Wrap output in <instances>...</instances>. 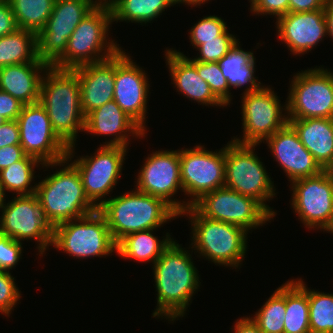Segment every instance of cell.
I'll return each instance as SVG.
<instances>
[{
  "label": "cell",
  "instance_id": "1",
  "mask_svg": "<svg viewBox=\"0 0 333 333\" xmlns=\"http://www.w3.org/2000/svg\"><path fill=\"white\" fill-rule=\"evenodd\" d=\"M175 241L152 265L157 291V308L152 315L155 319L166 318L170 323L185 316L201 283L190 250Z\"/></svg>",
  "mask_w": 333,
  "mask_h": 333
},
{
  "label": "cell",
  "instance_id": "2",
  "mask_svg": "<svg viewBox=\"0 0 333 333\" xmlns=\"http://www.w3.org/2000/svg\"><path fill=\"white\" fill-rule=\"evenodd\" d=\"M75 147V145L69 147L66 158L42 164V168L62 166V169H58L36 183L35 195L54 226L65 221L83 218L98 210L85 194L77 167L70 162L75 156Z\"/></svg>",
  "mask_w": 333,
  "mask_h": 333
},
{
  "label": "cell",
  "instance_id": "3",
  "mask_svg": "<svg viewBox=\"0 0 333 333\" xmlns=\"http://www.w3.org/2000/svg\"><path fill=\"white\" fill-rule=\"evenodd\" d=\"M39 102L58 137L68 147L76 145L77 134L85 127L77 73L49 66L41 81Z\"/></svg>",
  "mask_w": 333,
  "mask_h": 333
},
{
  "label": "cell",
  "instance_id": "4",
  "mask_svg": "<svg viewBox=\"0 0 333 333\" xmlns=\"http://www.w3.org/2000/svg\"><path fill=\"white\" fill-rule=\"evenodd\" d=\"M98 211L105 217L116 243L130 233L157 229L179 218V214L163 199L136 189L108 198Z\"/></svg>",
  "mask_w": 333,
  "mask_h": 333
},
{
  "label": "cell",
  "instance_id": "5",
  "mask_svg": "<svg viewBox=\"0 0 333 333\" xmlns=\"http://www.w3.org/2000/svg\"><path fill=\"white\" fill-rule=\"evenodd\" d=\"M112 23L109 4L100 2L78 24L67 42L65 52L51 66L73 69L115 56L122 48L108 36Z\"/></svg>",
  "mask_w": 333,
  "mask_h": 333
},
{
  "label": "cell",
  "instance_id": "6",
  "mask_svg": "<svg viewBox=\"0 0 333 333\" xmlns=\"http://www.w3.org/2000/svg\"><path fill=\"white\" fill-rule=\"evenodd\" d=\"M181 215L189 216L191 249L206 260L225 267H240L247 251V234L243 228L202 216L193 206ZM197 250V251H196Z\"/></svg>",
  "mask_w": 333,
  "mask_h": 333
},
{
  "label": "cell",
  "instance_id": "7",
  "mask_svg": "<svg viewBox=\"0 0 333 333\" xmlns=\"http://www.w3.org/2000/svg\"><path fill=\"white\" fill-rule=\"evenodd\" d=\"M257 146L239 144L233 140L226 144L224 186L256 199L275 216L277 213L266 201L269 202L276 196V189L263 162L254 152Z\"/></svg>",
  "mask_w": 333,
  "mask_h": 333
},
{
  "label": "cell",
  "instance_id": "8",
  "mask_svg": "<svg viewBox=\"0 0 333 333\" xmlns=\"http://www.w3.org/2000/svg\"><path fill=\"white\" fill-rule=\"evenodd\" d=\"M51 246L77 259L107 257L117 252V243L112 238L105 217L98 210L83 218L56 225Z\"/></svg>",
  "mask_w": 333,
  "mask_h": 333
},
{
  "label": "cell",
  "instance_id": "9",
  "mask_svg": "<svg viewBox=\"0 0 333 333\" xmlns=\"http://www.w3.org/2000/svg\"><path fill=\"white\" fill-rule=\"evenodd\" d=\"M288 90V119L332 117L333 72L329 68L301 70L292 77Z\"/></svg>",
  "mask_w": 333,
  "mask_h": 333
},
{
  "label": "cell",
  "instance_id": "10",
  "mask_svg": "<svg viewBox=\"0 0 333 333\" xmlns=\"http://www.w3.org/2000/svg\"><path fill=\"white\" fill-rule=\"evenodd\" d=\"M0 234L18 242L37 241V249L42 256L52 244L55 226L46 216L38 198L33 195H20L4 202L1 207Z\"/></svg>",
  "mask_w": 333,
  "mask_h": 333
},
{
  "label": "cell",
  "instance_id": "11",
  "mask_svg": "<svg viewBox=\"0 0 333 333\" xmlns=\"http://www.w3.org/2000/svg\"><path fill=\"white\" fill-rule=\"evenodd\" d=\"M192 206L204 217L236 225L247 232L274 219L259 201L226 186L204 194Z\"/></svg>",
  "mask_w": 333,
  "mask_h": 333
},
{
  "label": "cell",
  "instance_id": "12",
  "mask_svg": "<svg viewBox=\"0 0 333 333\" xmlns=\"http://www.w3.org/2000/svg\"><path fill=\"white\" fill-rule=\"evenodd\" d=\"M280 102L273 88L265 85L255 92L242 94L243 136L231 140L239 144L264 143L288 123L286 102L284 106Z\"/></svg>",
  "mask_w": 333,
  "mask_h": 333
},
{
  "label": "cell",
  "instance_id": "13",
  "mask_svg": "<svg viewBox=\"0 0 333 333\" xmlns=\"http://www.w3.org/2000/svg\"><path fill=\"white\" fill-rule=\"evenodd\" d=\"M99 3V0H56L45 27L36 34L38 59L51 66L65 52L78 24Z\"/></svg>",
  "mask_w": 333,
  "mask_h": 333
},
{
  "label": "cell",
  "instance_id": "14",
  "mask_svg": "<svg viewBox=\"0 0 333 333\" xmlns=\"http://www.w3.org/2000/svg\"><path fill=\"white\" fill-rule=\"evenodd\" d=\"M201 144L180 149V176L184 195L192 206L204 194L225 184V147L216 152Z\"/></svg>",
  "mask_w": 333,
  "mask_h": 333
},
{
  "label": "cell",
  "instance_id": "15",
  "mask_svg": "<svg viewBox=\"0 0 333 333\" xmlns=\"http://www.w3.org/2000/svg\"><path fill=\"white\" fill-rule=\"evenodd\" d=\"M136 178V190L163 199L179 215L191 206L188 201L173 199L178 190L183 192L179 149L149 154Z\"/></svg>",
  "mask_w": 333,
  "mask_h": 333
},
{
  "label": "cell",
  "instance_id": "16",
  "mask_svg": "<svg viewBox=\"0 0 333 333\" xmlns=\"http://www.w3.org/2000/svg\"><path fill=\"white\" fill-rule=\"evenodd\" d=\"M24 153L42 164L67 157L69 147L53 131L44 106L38 101L24 105L16 119Z\"/></svg>",
  "mask_w": 333,
  "mask_h": 333
},
{
  "label": "cell",
  "instance_id": "17",
  "mask_svg": "<svg viewBox=\"0 0 333 333\" xmlns=\"http://www.w3.org/2000/svg\"><path fill=\"white\" fill-rule=\"evenodd\" d=\"M128 148L121 146L100 147L92 156H82L71 161L78 169L85 194L99 208L115 188L127 155ZM105 199H104V198Z\"/></svg>",
  "mask_w": 333,
  "mask_h": 333
},
{
  "label": "cell",
  "instance_id": "18",
  "mask_svg": "<svg viewBox=\"0 0 333 333\" xmlns=\"http://www.w3.org/2000/svg\"><path fill=\"white\" fill-rule=\"evenodd\" d=\"M291 206L306 228L327 231L333 222V184L322 171L291 184Z\"/></svg>",
  "mask_w": 333,
  "mask_h": 333
},
{
  "label": "cell",
  "instance_id": "19",
  "mask_svg": "<svg viewBox=\"0 0 333 333\" xmlns=\"http://www.w3.org/2000/svg\"><path fill=\"white\" fill-rule=\"evenodd\" d=\"M128 53L115 55V88L113 100L146 132V113L150 84L147 73L133 62Z\"/></svg>",
  "mask_w": 333,
  "mask_h": 333
},
{
  "label": "cell",
  "instance_id": "20",
  "mask_svg": "<svg viewBox=\"0 0 333 333\" xmlns=\"http://www.w3.org/2000/svg\"><path fill=\"white\" fill-rule=\"evenodd\" d=\"M265 141L290 183L301 178L316 176L323 171L289 123Z\"/></svg>",
  "mask_w": 333,
  "mask_h": 333
},
{
  "label": "cell",
  "instance_id": "21",
  "mask_svg": "<svg viewBox=\"0 0 333 333\" xmlns=\"http://www.w3.org/2000/svg\"><path fill=\"white\" fill-rule=\"evenodd\" d=\"M275 24L279 40L293 55L309 53L328 35L324 10L289 12L278 17Z\"/></svg>",
  "mask_w": 333,
  "mask_h": 333
},
{
  "label": "cell",
  "instance_id": "22",
  "mask_svg": "<svg viewBox=\"0 0 333 333\" xmlns=\"http://www.w3.org/2000/svg\"><path fill=\"white\" fill-rule=\"evenodd\" d=\"M84 132L98 136H114L113 139L105 142L104 146L124 148H128L131 136H136L137 139L144 137L146 133L114 100L91 111L85 117Z\"/></svg>",
  "mask_w": 333,
  "mask_h": 333
},
{
  "label": "cell",
  "instance_id": "23",
  "mask_svg": "<svg viewBox=\"0 0 333 333\" xmlns=\"http://www.w3.org/2000/svg\"><path fill=\"white\" fill-rule=\"evenodd\" d=\"M79 77L81 108L85 117L113 100L115 88V56L99 63L73 68Z\"/></svg>",
  "mask_w": 333,
  "mask_h": 333
},
{
  "label": "cell",
  "instance_id": "24",
  "mask_svg": "<svg viewBox=\"0 0 333 333\" xmlns=\"http://www.w3.org/2000/svg\"><path fill=\"white\" fill-rule=\"evenodd\" d=\"M167 49L165 51L166 65H168L174 88L176 87L178 92L184 94L183 96L200 105L225 107L213 94L208 83L198 75L196 61L173 48Z\"/></svg>",
  "mask_w": 333,
  "mask_h": 333
},
{
  "label": "cell",
  "instance_id": "25",
  "mask_svg": "<svg viewBox=\"0 0 333 333\" xmlns=\"http://www.w3.org/2000/svg\"><path fill=\"white\" fill-rule=\"evenodd\" d=\"M49 66L46 62H29L1 67L0 90L24 105L38 102L41 81Z\"/></svg>",
  "mask_w": 333,
  "mask_h": 333
},
{
  "label": "cell",
  "instance_id": "26",
  "mask_svg": "<svg viewBox=\"0 0 333 333\" xmlns=\"http://www.w3.org/2000/svg\"><path fill=\"white\" fill-rule=\"evenodd\" d=\"M300 141L323 169L333 158V121L331 118L288 119Z\"/></svg>",
  "mask_w": 333,
  "mask_h": 333
},
{
  "label": "cell",
  "instance_id": "27",
  "mask_svg": "<svg viewBox=\"0 0 333 333\" xmlns=\"http://www.w3.org/2000/svg\"><path fill=\"white\" fill-rule=\"evenodd\" d=\"M239 44L240 41L218 63L230 89L248 84L242 94L255 92L264 86L254 77L256 58L253 51H245Z\"/></svg>",
  "mask_w": 333,
  "mask_h": 333
},
{
  "label": "cell",
  "instance_id": "28",
  "mask_svg": "<svg viewBox=\"0 0 333 333\" xmlns=\"http://www.w3.org/2000/svg\"><path fill=\"white\" fill-rule=\"evenodd\" d=\"M156 229L133 232L126 235L117 243V252L121 258L134 259L139 262H152L154 264L162 255L163 251L174 240L170 233L160 240L154 236Z\"/></svg>",
  "mask_w": 333,
  "mask_h": 333
},
{
  "label": "cell",
  "instance_id": "29",
  "mask_svg": "<svg viewBox=\"0 0 333 333\" xmlns=\"http://www.w3.org/2000/svg\"><path fill=\"white\" fill-rule=\"evenodd\" d=\"M112 22L147 24L162 15L166 8L178 4V0H108Z\"/></svg>",
  "mask_w": 333,
  "mask_h": 333
},
{
  "label": "cell",
  "instance_id": "30",
  "mask_svg": "<svg viewBox=\"0 0 333 333\" xmlns=\"http://www.w3.org/2000/svg\"><path fill=\"white\" fill-rule=\"evenodd\" d=\"M29 62H44L37 57L34 32L18 28L0 37V68Z\"/></svg>",
  "mask_w": 333,
  "mask_h": 333
},
{
  "label": "cell",
  "instance_id": "31",
  "mask_svg": "<svg viewBox=\"0 0 333 333\" xmlns=\"http://www.w3.org/2000/svg\"><path fill=\"white\" fill-rule=\"evenodd\" d=\"M283 333H310L308 294L294 279L286 281Z\"/></svg>",
  "mask_w": 333,
  "mask_h": 333
},
{
  "label": "cell",
  "instance_id": "32",
  "mask_svg": "<svg viewBox=\"0 0 333 333\" xmlns=\"http://www.w3.org/2000/svg\"><path fill=\"white\" fill-rule=\"evenodd\" d=\"M42 163L32 157L26 155L22 160L12 163L7 168L0 171V185L4 194L6 191L20 195H33L36 191V184L33 186L32 181L35 177V167H39Z\"/></svg>",
  "mask_w": 333,
  "mask_h": 333
},
{
  "label": "cell",
  "instance_id": "33",
  "mask_svg": "<svg viewBox=\"0 0 333 333\" xmlns=\"http://www.w3.org/2000/svg\"><path fill=\"white\" fill-rule=\"evenodd\" d=\"M56 0H8L19 29L37 34L54 9Z\"/></svg>",
  "mask_w": 333,
  "mask_h": 333
},
{
  "label": "cell",
  "instance_id": "34",
  "mask_svg": "<svg viewBox=\"0 0 333 333\" xmlns=\"http://www.w3.org/2000/svg\"><path fill=\"white\" fill-rule=\"evenodd\" d=\"M308 294L311 333H333V293L315 291L302 278L294 279Z\"/></svg>",
  "mask_w": 333,
  "mask_h": 333
},
{
  "label": "cell",
  "instance_id": "35",
  "mask_svg": "<svg viewBox=\"0 0 333 333\" xmlns=\"http://www.w3.org/2000/svg\"><path fill=\"white\" fill-rule=\"evenodd\" d=\"M286 312V283L278 287L251 317L264 333H283Z\"/></svg>",
  "mask_w": 333,
  "mask_h": 333
},
{
  "label": "cell",
  "instance_id": "36",
  "mask_svg": "<svg viewBox=\"0 0 333 333\" xmlns=\"http://www.w3.org/2000/svg\"><path fill=\"white\" fill-rule=\"evenodd\" d=\"M198 75L208 83L213 94L225 105L231 103V90L228 87L227 79L223 76L218 62H198L196 61Z\"/></svg>",
  "mask_w": 333,
  "mask_h": 333
},
{
  "label": "cell",
  "instance_id": "37",
  "mask_svg": "<svg viewBox=\"0 0 333 333\" xmlns=\"http://www.w3.org/2000/svg\"><path fill=\"white\" fill-rule=\"evenodd\" d=\"M227 28L226 22L221 17L215 15L205 16L191 27L189 40L192 46L197 49L204 41L219 40V35Z\"/></svg>",
  "mask_w": 333,
  "mask_h": 333
},
{
  "label": "cell",
  "instance_id": "38",
  "mask_svg": "<svg viewBox=\"0 0 333 333\" xmlns=\"http://www.w3.org/2000/svg\"><path fill=\"white\" fill-rule=\"evenodd\" d=\"M237 42H239V39H236L235 35L230 34L227 28L219 35V40L204 41L197 48L200 55L193 59L198 62H219Z\"/></svg>",
  "mask_w": 333,
  "mask_h": 333
},
{
  "label": "cell",
  "instance_id": "39",
  "mask_svg": "<svg viewBox=\"0 0 333 333\" xmlns=\"http://www.w3.org/2000/svg\"><path fill=\"white\" fill-rule=\"evenodd\" d=\"M21 291L15 284V277L6 270H0V312L7 317L21 299Z\"/></svg>",
  "mask_w": 333,
  "mask_h": 333
},
{
  "label": "cell",
  "instance_id": "40",
  "mask_svg": "<svg viewBox=\"0 0 333 333\" xmlns=\"http://www.w3.org/2000/svg\"><path fill=\"white\" fill-rule=\"evenodd\" d=\"M22 242L0 234V270L15 268L22 256Z\"/></svg>",
  "mask_w": 333,
  "mask_h": 333
},
{
  "label": "cell",
  "instance_id": "41",
  "mask_svg": "<svg viewBox=\"0 0 333 333\" xmlns=\"http://www.w3.org/2000/svg\"><path fill=\"white\" fill-rule=\"evenodd\" d=\"M250 12L257 15H275L276 19L289 13V0H255Z\"/></svg>",
  "mask_w": 333,
  "mask_h": 333
},
{
  "label": "cell",
  "instance_id": "42",
  "mask_svg": "<svg viewBox=\"0 0 333 333\" xmlns=\"http://www.w3.org/2000/svg\"><path fill=\"white\" fill-rule=\"evenodd\" d=\"M24 104L9 93L0 90V115L5 120H16Z\"/></svg>",
  "mask_w": 333,
  "mask_h": 333
},
{
  "label": "cell",
  "instance_id": "43",
  "mask_svg": "<svg viewBox=\"0 0 333 333\" xmlns=\"http://www.w3.org/2000/svg\"><path fill=\"white\" fill-rule=\"evenodd\" d=\"M18 29L13 10L8 0H0V37Z\"/></svg>",
  "mask_w": 333,
  "mask_h": 333
},
{
  "label": "cell",
  "instance_id": "44",
  "mask_svg": "<svg viewBox=\"0 0 333 333\" xmlns=\"http://www.w3.org/2000/svg\"><path fill=\"white\" fill-rule=\"evenodd\" d=\"M20 145L19 126L16 120H7L0 125V148Z\"/></svg>",
  "mask_w": 333,
  "mask_h": 333
},
{
  "label": "cell",
  "instance_id": "45",
  "mask_svg": "<svg viewBox=\"0 0 333 333\" xmlns=\"http://www.w3.org/2000/svg\"><path fill=\"white\" fill-rule=\"evenodd\" d=\"M26 154L21 145H9L0 148V171L12 163L22 160Z\"/></svg>",
  "mask_w": 333,
  "mask_h": 333
},
{
  "label": "cell",
  "instance_id": "46",
  "mask_svg": "<svg viewBox=\"0 0 333 333\" xmlns=\"http://www.w3.org/2000/svg\"><path fill=\"white\" fill-rule=\"evenodd\" d=\"M325 0H289V12L324 10Z\"/></svg>",
  "mask_w": 333,
  "mask_h": 333
},
{
  "label": "cell",
  "instance_id": "47",
  "mask_svg": "<svg viewBox=\"0 0 333 333\" xmlns=\"http://www.w3.org/2000/svg\"><path fill=\"white\" fill-rule=\"evenodd\" d=\"M233 328V333H264L250 316L237 319Z\"/></svg>",
  "mask_w": 333,
  "mask_h": 333
},
{
  "label": "cell",
  "instance_id": "48",
  "mask_svg": "<svg viewBox=\"0 0 333 333\" xmlns=\"http://www.w3.org/2000/svg\"><path fill=\"white\" fill-rule=\"evenodd\" d=\"M324 15L327 24V34L333 40V0L325 2Z\"/></svg>",
  "mask_w": 333,
  "mask_h": 333
},
{
  "label": "cell",
  "instance_id": "49",
  "mask_svg": "<svg viewBox=\"0 0 333 333\" xmlns=\"http://www.w3.org/2000/svg\"><path fill=\"white\" fill-rule=\"evenodd\" d=\"M209 0H178V4L180 5V4H187V5H189L190 7L191 6H195V7H197V5L198 6H200L201 4H205V3H207ZM211 1V0H210Z\"/></svg>",
  "mask_w": 333,
  "mask_h": 333
},
{
  "label": "cell",
  "instance_id": "50",
  "mask_svg": "<svg viewBox=\"0 0 333 333\" xmlns=\"http://www.w3.org/2000/svg\"><path fill=\"white\" fill-rule=\"evenodd\" d=\"M323 172L331 180L333 184V158L332 160L323 168Z\"/></svg>",
  "mask_w": 333,
  "mask_h": 333
},
{
  "label": "cell",
  "instance_id": "51",
  "mask_svg": "<svg viewBox=\"0 0 333 333\" xmlns=\"http://www.w3.org/2000/svg\"><path fill=\"white\" fill-rule=\"evenodd\" d=\"M5 196H7V195L4 194L3 189H2V187L0 185V209H1V207L3 206V204H4L5 200H6Z\"/></svg>",
  "mask_w": 333,
  "mask_h": 333
},
{
  "label": "cell",
  "instance_id": "52",
  "mask_svg": "<svg viewBox=\"0 0 333 333\" xmlns=\"http://www.w3.org/2000/svg\"><path fill=\"white\" fill-rule=\"evenodd\" d=\"M327 233H331L333 235V222L331 224V226L328 228V230L326 231Z\"/></svg>",
  "mask_w": 333,
  "mask_h": 333
},
{
  "label": "cell",
  "instance_id": "53",
  "mask_svg": "<svg viewBox=\"0 0 333 333\" xmlns=\"http://www.w3.org/2000/svg\"><path fill=\"white\" fill-rule=\"evenodd\" d=\"M5 121H7V120H5V119L0 115V125H2Z\"/></svg>",
  "mask_w": 333,
  "mask_h": 333
},
{
  "label": "cell",
  "instance_id": "54",
  "mask_svg": "<svg viewBox=\"0 0 333 333\" xmlns=\"http://www.w3.org/2000/svg\"><path fill=\"white\" fill-rule=\"evenodd\" d=\"M254 1H255V0H249V2L251 3L250 5H252Z\"/></svg>",
  "mask_w": 333,
  "mask_h": 333
},
{
  "label": "cell",
  "instance_id": "55",
  "mask_svg": "<svg viewBox=\"0 0 333 333\" xmlns=\"http://www.w3.org/2000/svg\"><path fill=\"white\" fill-rule=\"evenodd\" d=\"M108 0H99V2H107Z\"/></svg>",
  "mask_w": 333,
  "mask_h": 333
}]
</instances>
